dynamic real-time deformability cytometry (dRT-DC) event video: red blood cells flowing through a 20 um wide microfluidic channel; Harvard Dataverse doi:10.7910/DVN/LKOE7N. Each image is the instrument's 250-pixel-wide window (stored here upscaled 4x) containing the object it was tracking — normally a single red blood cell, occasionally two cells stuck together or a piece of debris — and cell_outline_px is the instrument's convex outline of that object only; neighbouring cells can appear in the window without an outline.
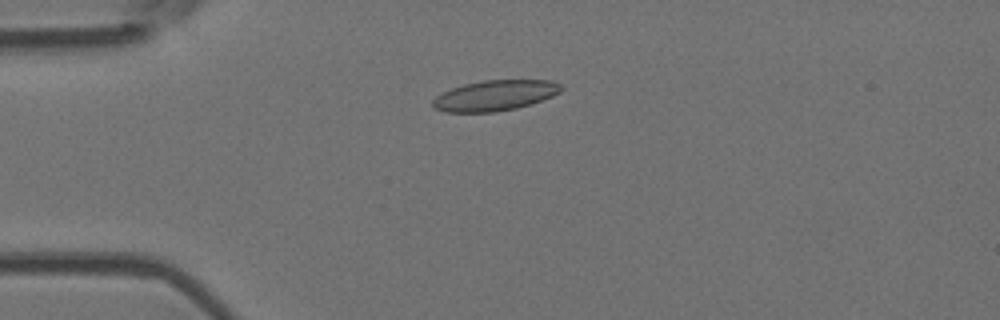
{"species": "Egyptian fruit bat (a non-hibernating species)", "species_latin": "Rousettus aegyptiacus", "temperature_condition": "room temperature", "stored_images_in_passage": 5, "camera_frame_rate_fps": 3000, "um_per_image_px": 0.085, "animal": {"sex": "female"}, "frame": {"image": 1, "passage_image": 4, "time_ms": 3.667, "image_size_px": [1000, 320], "cell_outline_px": [[564, 88], [560, 92], [552, 96], [532, 104], [516, 108], [496, 112], [444, 112], [432, 108], [432, 100], [436, 96], [452, 88], [464, 84], [484, 80], [552, 80], [560, 84]], "centroid_in_image_um": [42.07, 8.12], "position_along_channel_um": 42.9, "area_um2": 22.95}}